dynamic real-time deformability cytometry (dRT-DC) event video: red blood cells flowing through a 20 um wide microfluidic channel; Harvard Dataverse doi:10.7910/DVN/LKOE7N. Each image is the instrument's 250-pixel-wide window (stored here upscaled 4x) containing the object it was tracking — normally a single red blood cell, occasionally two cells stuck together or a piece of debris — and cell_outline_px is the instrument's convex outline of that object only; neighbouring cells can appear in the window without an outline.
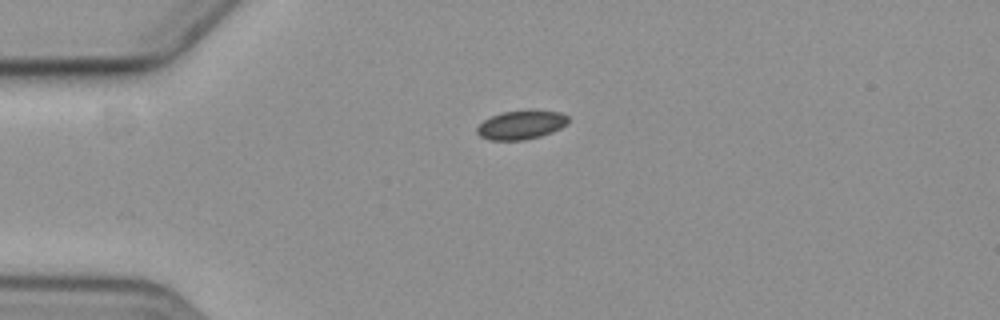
{"species": "common noctule bat (a hibernating species)", "species_latin": "Nyctalus noctula", "temperature_condition": "cold", "stored_images_in_passage": 3, "segment_of_instrument_passage": [1, 2], "camera_frame_rate_fps": 3000, "um_per_image_px": 0.085, "animal": {"sex": "female", "body_mass_g": 19.3, "forearm_length_mm": 54.1}, "frame": {"image": 1, "passage_image": 1, "time_ms": 0.0, "image_size_px": [1000, 320], "cell_outline_px": [[568, 124], [552, 132], [540, 136], [524, 140], [488, 140], [480, 136], [476, 132], [476, 128], [484, 120], [500, 112], [532, 108], [560, 112], [568, 116]], "centroid_in_image_um": [44.31, 10.58], "position_along_channel_um": 40.7, "area_um2": 15.78}}